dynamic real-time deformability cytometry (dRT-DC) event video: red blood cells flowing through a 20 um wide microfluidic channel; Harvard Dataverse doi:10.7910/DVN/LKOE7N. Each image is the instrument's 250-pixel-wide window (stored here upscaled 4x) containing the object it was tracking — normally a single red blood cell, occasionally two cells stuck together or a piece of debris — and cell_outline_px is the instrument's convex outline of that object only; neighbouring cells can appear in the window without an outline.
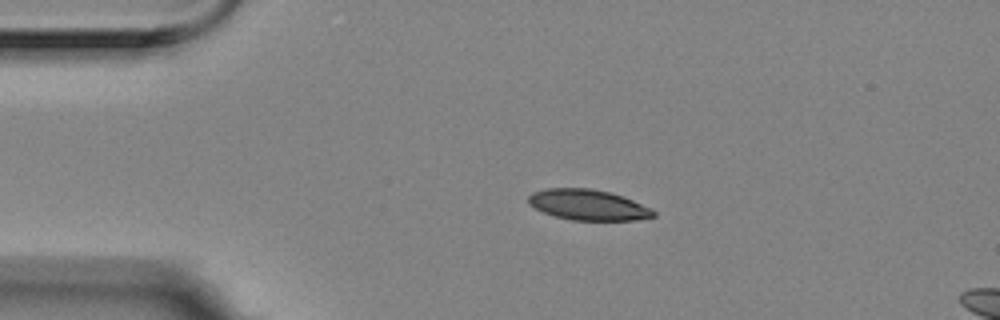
{"species": "Egyptian fruit bat (a non-hibernating species)", "species_latin": "Rousettus aegyptiacus", "temperature_condition": "room temperature", "stored_images_in_passage": 6, "camera_frame_rate_fps": 3000, "um_per_image_px": 0.085, "animal": {"sex": "female"}, "frame": {"image": 1, "passage_image": 3, "time_ms": 0.667, "image_size_px": [1000, 320], "cell_outline_px": [[656, 216], [636, 220], [572, 220], [556, 216], [544, 212], [528, 204], [528, 196], [532, 192], [544, 188], [592, 188], [624, 196], [652, 208], [656, 212]], "centroid_in_image_um": [50.01, 17.4], "position_along_channel_um": 35.0, "area_um2": 22.43}}